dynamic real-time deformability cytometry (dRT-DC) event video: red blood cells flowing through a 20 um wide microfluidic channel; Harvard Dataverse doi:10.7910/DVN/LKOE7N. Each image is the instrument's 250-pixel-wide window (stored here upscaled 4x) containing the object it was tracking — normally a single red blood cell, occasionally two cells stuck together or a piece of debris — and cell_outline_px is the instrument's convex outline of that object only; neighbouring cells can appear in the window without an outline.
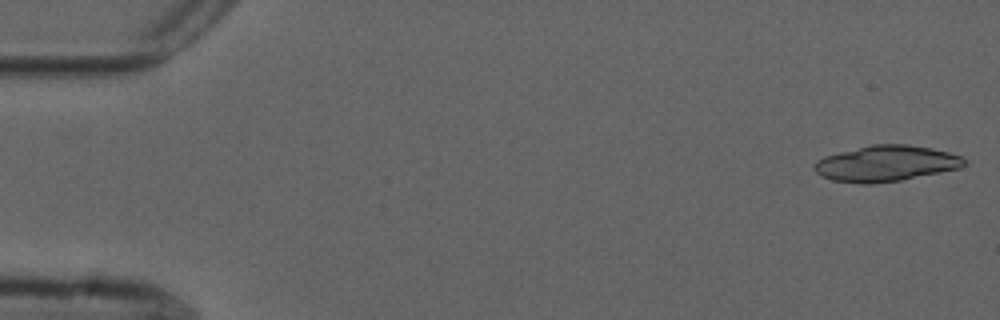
{"species": "common noctule bat (a hibernating species)", "species_latin": "Nyctalus noctula", "temperature_condition": "cold", "stored_images_in_passage": 17, "camera_frame_rate_fps": 3000, "um_per_image_px": 0.085, "animal": {"sex": "male", "forearm_length_mm": 52.5}, "frame": {"image": 1, "passage_image": 1, "time_ms": 0.0, "image_size_px": [1000, 320], "cell_outline_px": [[968, 164], [960, 168], [900, 180], [872, 184], [864, 184], [832, 180], [820, 176], [812, 168], [812, 164], [816, 160], [824, 156], [872, 144], [908, 144], [932, 148], [964, 156], [968, 160]], "centroid_in_image_um": [75.32, 13.89], "position_along_channel_um": 9.7, "area_um2": 31.62}}